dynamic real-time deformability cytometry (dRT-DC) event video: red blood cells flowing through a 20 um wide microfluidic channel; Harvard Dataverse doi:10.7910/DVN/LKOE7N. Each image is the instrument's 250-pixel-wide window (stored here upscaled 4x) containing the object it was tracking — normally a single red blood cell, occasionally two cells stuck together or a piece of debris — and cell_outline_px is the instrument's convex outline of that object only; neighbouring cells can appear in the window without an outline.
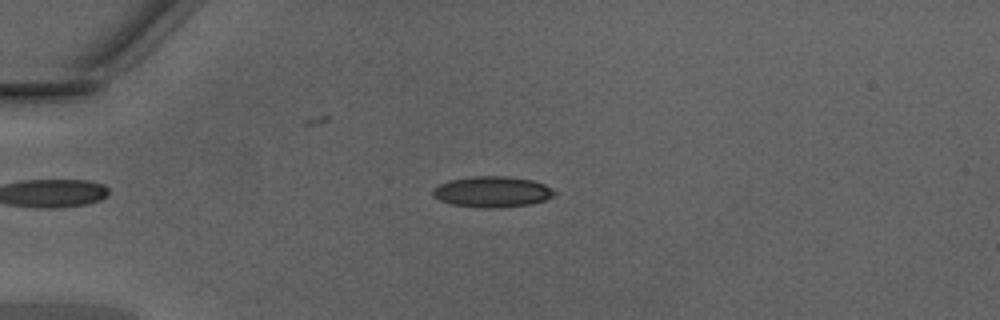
{"species": "Egyptian fruit bat (a non-hibernating species)", "species_latin": "Rousettus aegyptiacus", "temperature_condition": "warm", "stored_images_in_passage": 48, "camera_frame_rate_fps": 3000, "um_per_image_px": 0.085, "animal": {"sex": "male"}, "frame": {"image": 1, "passage_image": 13, "time_ms": 4.0, "image_size_px": [1000, 320], "cell_outline_px": [[556, 192], [552, 196], [544, 200], [528, 204], [500, 208], [484, 208], [452, 204], [440, 200], [432, 196], [432, 188], [448, 180], [472, 176], [508, 176], [532, 180], [544, 184], [552, 188]], "centroid_in_image_um": [41.81, 16.29], "position_along_channel_um": 43.2, "area_um2": 21.91}}
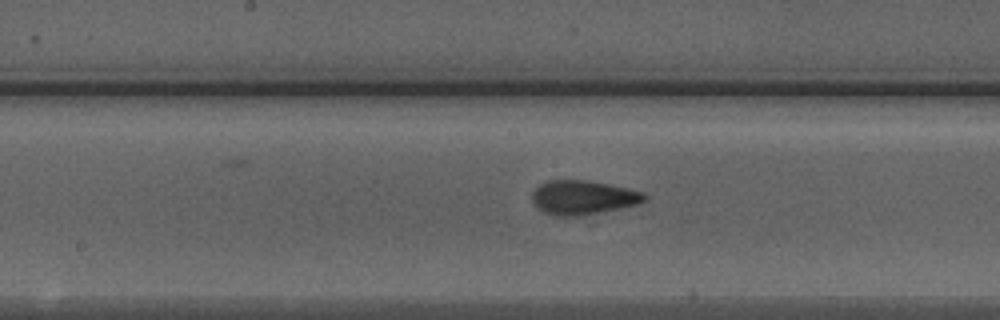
{"frame": {"image": 2, "passage_image": 26, "time_ms": 8.333, "image_size_px": [1000, 320], "cell_outline_px": [[648, 200], [640, 204], [580, 216], [552, 216], [544, 212], [532, 200], [532, 192], [540, 184], [548, 180], [584, 180], [608, 184], [644, 192], [648, 196]], "centroid_in_image_um": [49.59, 16.79], "position_along_channel_um": 198.6, "area_um2": 22.37}}
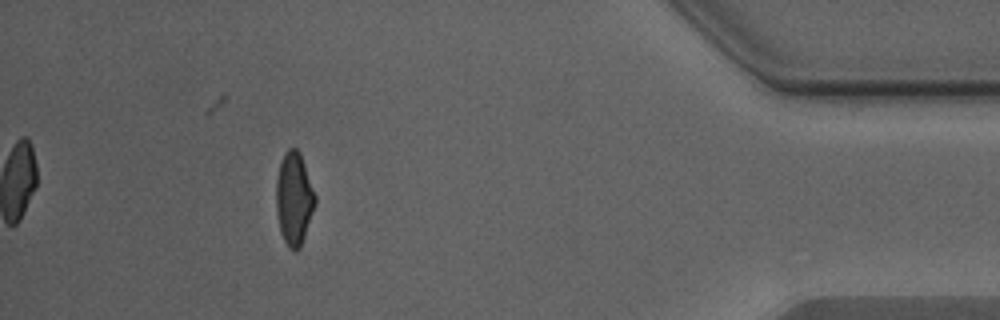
{"frame": {"image": 3, "passage_image": 44, "time_ms": 14.333, "image_size_px": [1000, 320], "cell_outline_px": [[316, 204], [300, 248], [296, 252], [292, 252], [288, 248], [280, 232], [276, 208], [276, 176], [284, 152], [288, 148], [296, 148], [300, 152], [316, 196]], "centroid_in_image_um": [24.99, 16.9], "position_along_channel_um": 410.2, "area_um2": 21.27}, "authors_computed_cell_mechanics": {"area_um2": 21.3282, "velocity_mm_per_s": 4.359, "shape_relaxation_time_tau1_ms": 8.681, "shape_relaxation_time_tau2_ms": 1.1537, "deformation_change_tau1": 0.2233, "deformation_change_tau2": 0.0863}}